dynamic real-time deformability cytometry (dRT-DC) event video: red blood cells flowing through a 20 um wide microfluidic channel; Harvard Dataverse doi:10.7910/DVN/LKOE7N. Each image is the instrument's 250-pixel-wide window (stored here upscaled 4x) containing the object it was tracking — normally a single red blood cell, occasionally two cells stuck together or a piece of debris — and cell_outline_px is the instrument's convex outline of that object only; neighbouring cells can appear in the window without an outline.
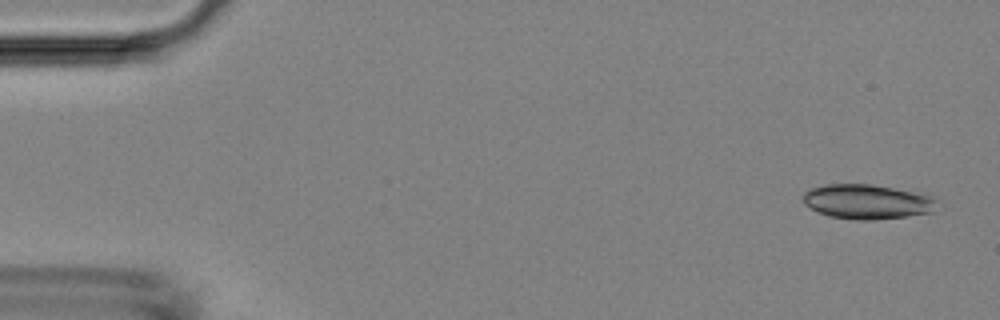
{"species": "Egyptian fruit bat (a non-hibernating species)", "species_latin": "Rousettus aegyptiacus", "temperature_condition": "room temperature", "stored_images_in_passage": 5, "camera_frame_rate_fps": 3000, "um_per_image_px": 0.085, "animal": {"sex": "female"}, "frame": {"image": 1, "passage_image": 1, "time_ms": 0.0, "image_size_px": [1000, 320], "cell_outline_px": [[944, 208], [932, 212], [908, 216], [872, 220], [856, 220], [828, 216], [804, 204], [800, 200], [800, 196], [808, 188], [824, 184], [872, 184], [924, 192], [936, 196], [944, 204]], "centroid_in_image_um": [73.85, 17.13], "position_along_channel_um": 11.2, "area_um2": 28.38}}